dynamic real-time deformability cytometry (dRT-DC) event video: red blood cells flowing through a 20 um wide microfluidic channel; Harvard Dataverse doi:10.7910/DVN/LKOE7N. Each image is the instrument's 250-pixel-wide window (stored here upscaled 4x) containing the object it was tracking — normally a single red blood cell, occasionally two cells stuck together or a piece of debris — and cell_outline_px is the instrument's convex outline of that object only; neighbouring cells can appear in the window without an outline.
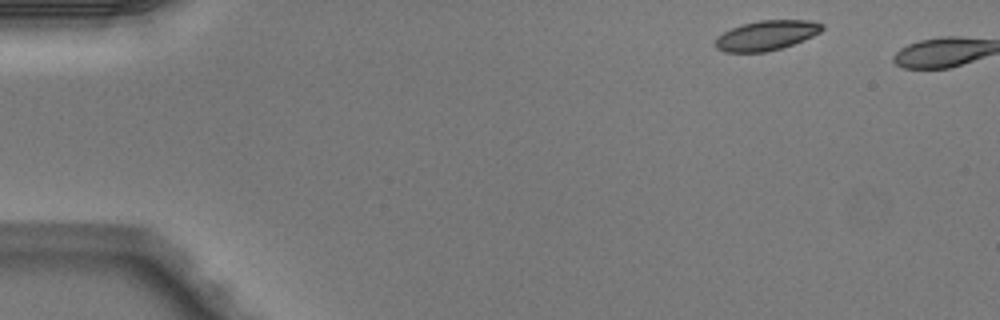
{"species": "Egyptian fruit bat (a non-hibernating species)", "species_latin": "Rousettus aegyptiacus", "temperature_condition": "warm", "stored_images_in_passage": 2, "camera_frame_rate_fps": 3000, "um_per_image_px": 0.085, "animal": {"sex": "male"}, "frame": {"image": 1, "passage_image": 1, "time_ms": 0.0, "image_size_px": [1000, 320], "cell_outline_px": [[824, 28], [820, 32], [812, 36], [792, 44], [780, 48], [764, 52], [724, 52], [716, 48], [716, 36], [740, 24], [760, 20], [812, 20], [824, 24]], "centroid_in_image_um": [65.14, 2.99], "position_along_channel_um": 19.9, "area_um2": 18.5}}